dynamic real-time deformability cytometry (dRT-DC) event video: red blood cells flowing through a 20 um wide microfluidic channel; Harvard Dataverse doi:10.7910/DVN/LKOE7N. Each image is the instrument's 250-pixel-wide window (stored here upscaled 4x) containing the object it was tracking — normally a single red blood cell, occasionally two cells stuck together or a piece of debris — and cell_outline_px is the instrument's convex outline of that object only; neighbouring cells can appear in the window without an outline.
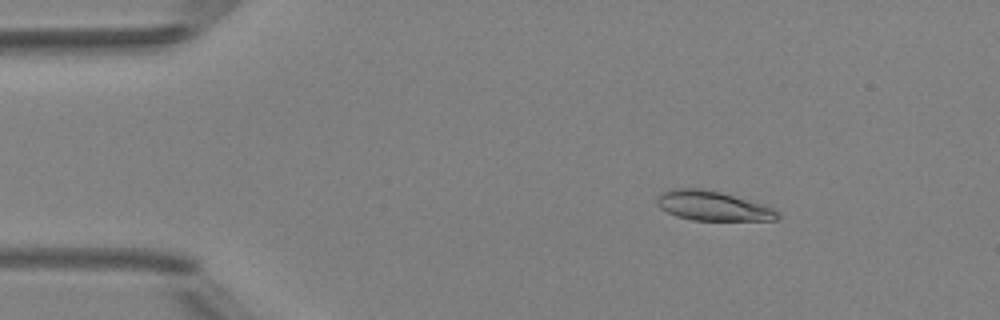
{"species": "Egyptian fruit bat (a non-hibernating species)", "species_latin": "Rousettus aegyptiacus", "temperature_condition": "room temperature", "stored_images_in_passage": 4, "camera_frame_rate_fps": 3000, "um_per_image_px": 0.085, "animal": {"sex": "female"}, "frame": {"image": 1, "passage_image": 2, "time_ms": 1.0, "image_size_px": [1000, 320], "cell_outline_px": [[780, 216], [776, 220], [692, 220], [676, 216], [660, 208], [656, 204], [656, 200], [664, 192], [672, 188], [700, 188], [720, 192], [760, 204], [772, 208]], "centroid_in_image_um": [60.53, 17.5], "position_along_channel_um": 24.5, "area_um2": 20.35}}